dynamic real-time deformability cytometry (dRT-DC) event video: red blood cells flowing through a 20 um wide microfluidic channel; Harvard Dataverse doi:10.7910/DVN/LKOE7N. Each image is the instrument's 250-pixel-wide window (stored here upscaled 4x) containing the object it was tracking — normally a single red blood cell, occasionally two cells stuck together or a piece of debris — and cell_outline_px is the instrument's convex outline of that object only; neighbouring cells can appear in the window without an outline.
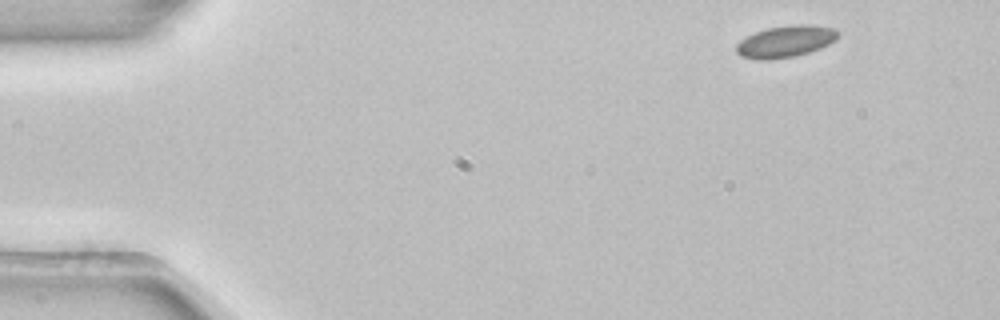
{"species": "common noctule bat (a hibernating species)", "species_latin": "Nyctalus noctula", "temperature_condition": "room temperature", "stored_images_in_passage": 3, "camera_frame_rate_fps": 3000, "um_per_image_px": 0.085, "animal": {"sex": "female", "body_mass_g": 22.7, "forearm_length_mm": 54.2}, "frame": {"image": 1, "passage_image": 1, "time_ms": 0.0, "image_size_px": [1000, 320], "cell_outline_px": [[840, 36], [836, 40], [820, 48], [796, 56], [768, 60], [756, 60], [740, 56], [736, 52], [736, 44], [740, 40], [756, 32], [768, 28], [796, 24], [808, 24], [836, 28], [840, 32]], "centroid_in_image_um": [66.79, 3.53], "position_along_channel_um": 18.2, "area_um2": 18.96}}